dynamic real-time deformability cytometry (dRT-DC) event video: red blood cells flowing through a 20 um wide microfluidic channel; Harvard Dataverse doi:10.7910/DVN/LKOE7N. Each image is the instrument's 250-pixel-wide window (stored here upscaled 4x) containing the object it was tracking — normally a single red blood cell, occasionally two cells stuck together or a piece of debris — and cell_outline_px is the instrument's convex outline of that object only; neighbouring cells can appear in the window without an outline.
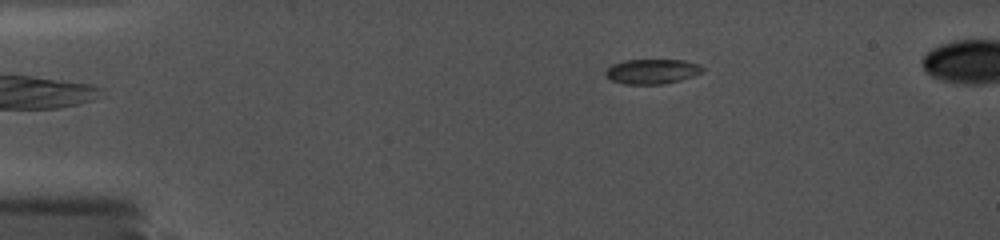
{"species": "common noctule bat (a hibernating species)", "species_latin": "Nyctalus noctula", "temperature_condition": "cold", "stored_images_in_passage": 77, "camera_frame_rate_fps": 5000, "um_per_image_px": 0.085, "animal": {"sex": "female", "body_mass_g": 19.0, "forearm_length_mm": 56.7}, "frame": {"image": 1, "passage_image": 1, "time_ms": 0.0, "image_size_px": [1000, 240], "cell_outline_px": [[704, 72], [680, 80], [664, 84], [624, 84], [608, 80], [604, 76], [604, 72], [612, 64], [624, 60], [684, 60], [700, 64], [704, 68]], "centroid_in_image_um": [55.4, 6.07], "position_along_channel_um": 29.6, "area_um2": 14.28}}
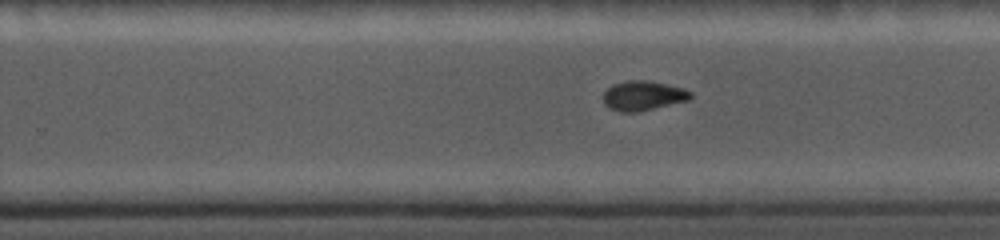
{"frame": {"image": 2, "passage_image": 47, "time_ms": 8.2, "image_size_px": [1000, 240], "cell_outline_px": [[692, 96], [688, 100], [640, 112], [620, 112], [608, 108], [604, 104], [604, 92], [612, 84], [628, 80], [644, 80], [684, 88], [692, 92]], "centroid_in_image_um": [54.65, 8.14], "position_along_channel_um": 275.2, "area_um2": 15.09}}
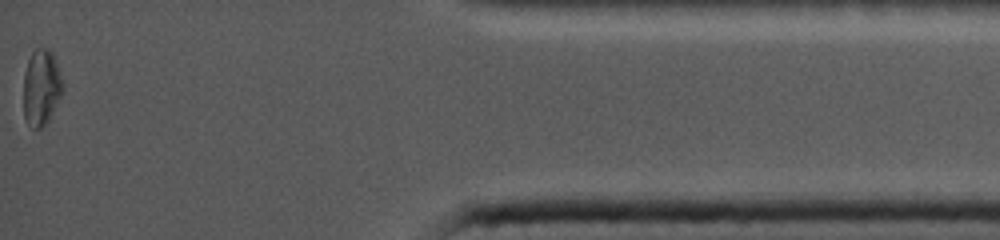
{"frame": {"image": 3, "passage_image": 77, "time_ms": 13.4, "image_size_px": [1000, 240], "cell_outline_px": [[64, 92], [48, 120], [40, 128], [32, 128], [24, 120], [24, 72], [28, 60], [32, 52], [36, 48], [48, 48], [52, 52], [64, 84]], "centroid_in_image_um": [3.52, 7.43], "position_along_channel_um": 431.7, "area_um2": 17.51}}